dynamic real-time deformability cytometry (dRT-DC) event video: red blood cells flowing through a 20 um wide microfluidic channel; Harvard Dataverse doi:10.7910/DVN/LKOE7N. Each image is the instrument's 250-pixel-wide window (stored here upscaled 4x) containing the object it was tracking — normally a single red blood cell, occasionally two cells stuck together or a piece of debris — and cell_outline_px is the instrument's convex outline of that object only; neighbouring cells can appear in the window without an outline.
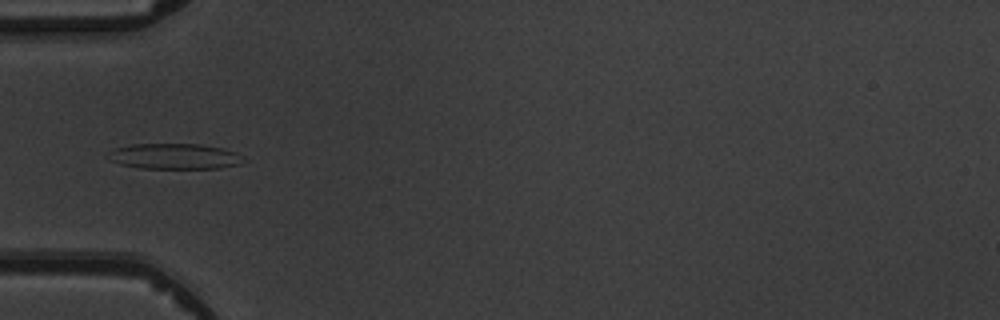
{"species": "common noctule bat (a hibernating species)", "species_latin": "Nyctalus noctula", "temperature_condition": "warm", "stored_images_in_passage": 4, "camera_frame_rate_fps": 3000, "um_per_image_px": 0.085, "animal": {"sex": "male", "body_mass_g": 19.5, "forearm_length_mm": 54.6}, "frame": {"image": 1, "passage_image": 4, "time_ms": 3.333, "image_size_px": [1000, 320], "cell_outline_px": [[248, 160], [240, 164], [220, 168], [140, 168], [120, 164], [112, 160], [112, 152], [116, 148], [128, 144], [200, 144], [220, 148], [236, 152]], "centroid_in_image_um": [14.93, 13.29], "position_along_channel_um": 70.1, "area_um2": 19.94}}